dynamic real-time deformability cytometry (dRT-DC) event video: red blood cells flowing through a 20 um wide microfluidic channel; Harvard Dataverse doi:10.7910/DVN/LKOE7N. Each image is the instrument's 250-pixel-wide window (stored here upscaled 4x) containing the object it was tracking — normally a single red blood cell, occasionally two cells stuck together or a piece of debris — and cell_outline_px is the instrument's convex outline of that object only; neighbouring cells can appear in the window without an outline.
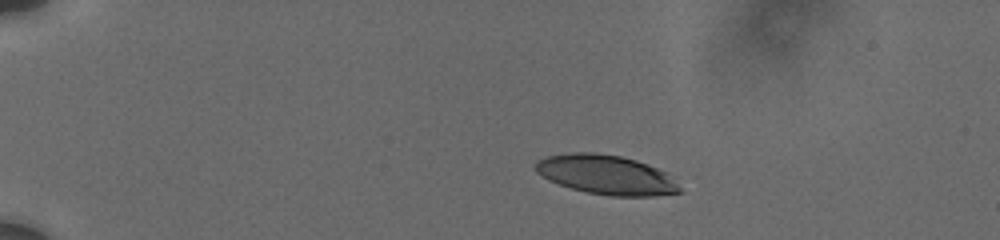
{"species": "human", "species_latin": "Homo sapiens", "temperature_condition": "cold", "stored_images_in_passage": 58, "camera_frame_rate_fps": 3000, "um_per_image_px": 0.085, "donor": {"sex": "male"}, "frame": {"image": 1, "passage_image": 1, "time_ms": 0.0, "image_size_px": [1000, 240], "cell_outline_px": [[680, 192], [652, 196], [608, 196], [588, 192], [572, 188], [548, 180], [536, 172], [536, 160], [548, 156], [568, 152], [596, 152], [620, 156], [636, 160], [656, 168], [664, 172], [680, 188]], "centroid_in_image_um": [51.47, 14.84], "position_along_channel_um": 33.5, "area_um2": 32.71}}
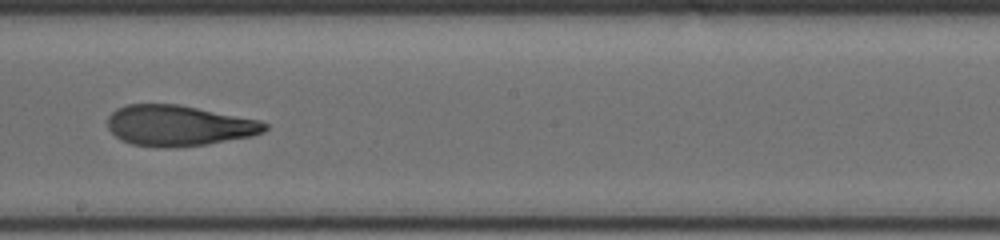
{"frame": {"image": 2, "passage_image": 30, "time_ms": 7.667, "image_size_px": [1000, 240], "cell_outline_px": [[268, 128], [264, 132], [252, 136], [208, 144], [172, 148], [168, 148], [132, 144], [120, 140], [108, 128], [108, 116], [116, 108], [128, 104], [180, 104], [260, 120], [268, 124]], "centroid_in_image_um": [15.21, 10.67], "position_along_channel_um": 233.0, "area_um2": 37.51}}
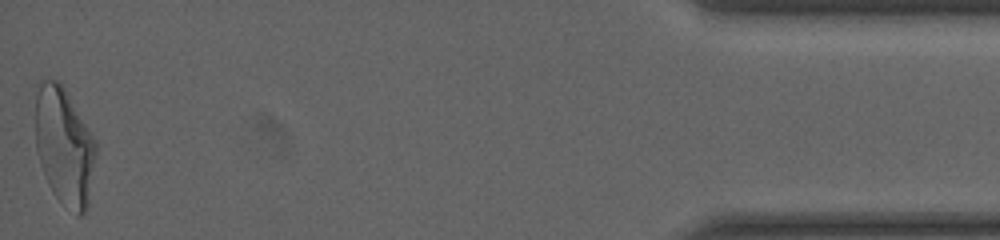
{"frame": {"image": 3, "passage_image": 58, "time_ms": 15.0, "image_size_px": [1000, 240], "cell_outline_px": [[96, 152], [88, 204], [84, 212], [80, 216], [76, 216], [52, 192], [48, 184], [40, 164], [36, 152], [36, 92], [40, 80], [56, 80], [64, 88], [96, 140]], "centroid_in_image_um": [5.46, 12.45], "position_along_channel_um": 429.7, "area_um2": 41.21}, "authors_computed_cell_mechanics": {"area_um2": 37.5411, "velocity_mm_per_s": 3.7162, "shape_relaxation_time_tau1_ms": 6.7789, "shape_relaxation_time_tau2_ms": 2.5639, "deformation_change_tau1": 0.252, "deformation_change_tau2": 0.1148}}